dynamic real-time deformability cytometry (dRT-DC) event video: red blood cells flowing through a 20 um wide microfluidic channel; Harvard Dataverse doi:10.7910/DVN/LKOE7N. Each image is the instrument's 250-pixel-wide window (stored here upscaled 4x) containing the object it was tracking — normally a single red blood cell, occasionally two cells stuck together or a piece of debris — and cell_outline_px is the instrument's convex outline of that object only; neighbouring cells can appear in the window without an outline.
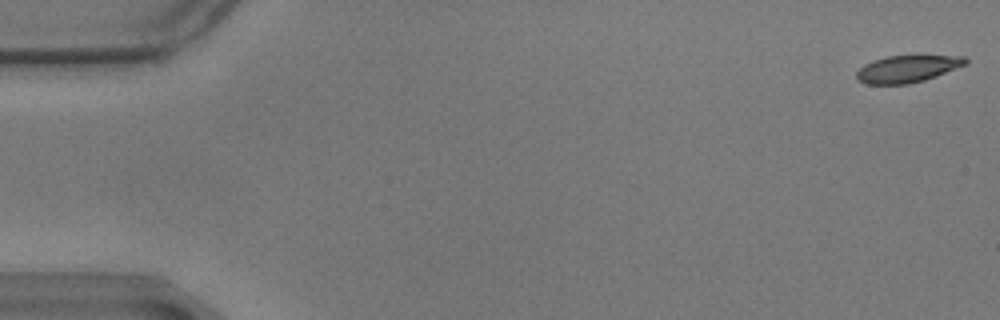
{"species": "common noctule bat (a hibernating species)", "species_latin": "Nyctalus noctula", "temperature_condition": "warm", "stored_images_in_passage": 10, "camera_frame_rate_fps": 3000, "um_per_image_px": 0.085, "animal": {"sex": "male", "body_mass_g": 17.9}, "frame": {"image": 1, "passage_image": 1, "time_ms": 0.0, "image_size_px": [1000, 320], "cell_outline_px": [[968, 64], [936, 76], [924, 80], [908, 84], [868, 84], [856, 80], [856, 72], [864, 64], [872, 60], [884, 56], [916, 52], [920, 52], [964, 56], [968, 60]], "centroid_in_image_um": [77.19, 5.77], "position_along_channel_um": 7.8, "area_um2": 18.44}}